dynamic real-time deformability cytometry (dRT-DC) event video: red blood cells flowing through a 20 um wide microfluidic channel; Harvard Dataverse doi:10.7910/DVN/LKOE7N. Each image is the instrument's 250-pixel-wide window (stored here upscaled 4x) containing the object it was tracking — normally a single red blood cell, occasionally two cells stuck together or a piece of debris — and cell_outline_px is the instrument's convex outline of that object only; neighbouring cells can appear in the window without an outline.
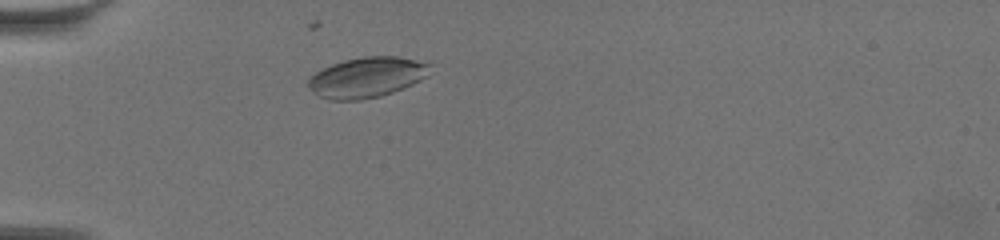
{"species": "common noctule bat (a hibernating species)", "species_latin": "Nyctalus noctula", "temperature_condition": "warm", "stored_images_in_passage": 40, "camera_frame_rate_fps": 3000, "um_per_image_px": 0.085, "animal": {"sex": "female", "body_mass_g": 19.5, "forearm_length_mm": 54.1}, "frame": {"image": 1, "passage_image": 9, "time_ms": 2.667, "image_size_px": [1000, 240], "cell_outline_px": [[432, 64], [428, 76], [404, 88], [380, 96], [360, 100], [332, 100], [320, 96], [308, 88], [308, 80], [316, 72], [332, 64], [344, 60], [364, 56], [396, 56], [428, 60]], "centroid_in_image_um": [31.26, 6.55], "position_along_channel_um": 53.7, "area_um2": 28.9}}
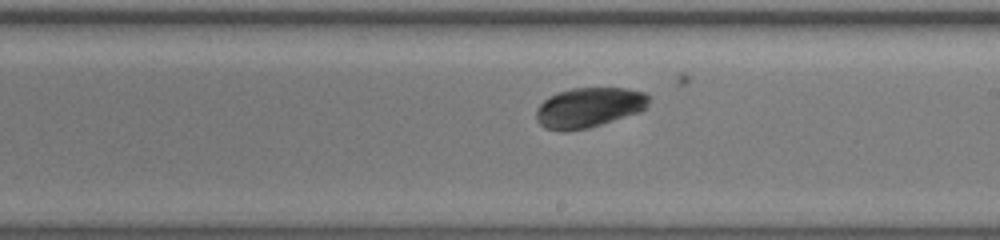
{"frame": {"image": 2, "passage_image": 27, "time_ms": 8.667, "image_size_px": [1000, 240], "cell_outline_px": [[652, 96], [648, 104], [640, 112], [588, 128], [568, 132], [560, 132], [544, 128], [536, 120], [536, 108], [548, 96], [556, 92], [572, 88], [628, 88], [644, 92]], "centroid_in_image_um": [50.04, 9.14], "position_along_channel_um": 239.0, "area_um2": 26.7}}
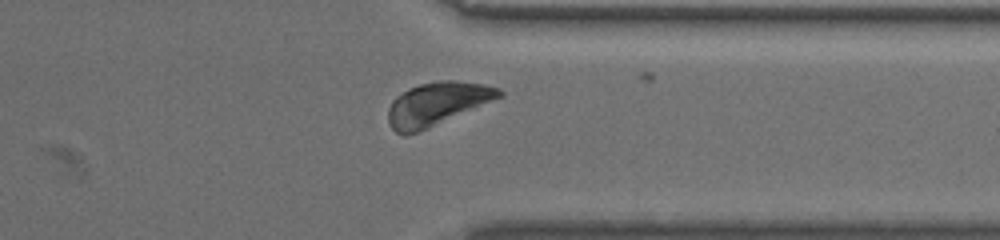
{"frame": {"image": 3, "passage_image": 39, "time_ms": 12.667, "image_size_px": [1000, 240], "cell_outline_px": [[504, 96], [416, 132], [404, 136], [396, 132], [392, 128], [388, 120], [388, 108], [392, 100], [396, 96], [408, 88], [420, 84], [436, 80], [456, 80], [484, 84], [500, 88], [504, 92]], "centroid_in_image_um": [37.14, 8.79], "position_along_channel_um": 374.3, "area_um2": 27.74}}